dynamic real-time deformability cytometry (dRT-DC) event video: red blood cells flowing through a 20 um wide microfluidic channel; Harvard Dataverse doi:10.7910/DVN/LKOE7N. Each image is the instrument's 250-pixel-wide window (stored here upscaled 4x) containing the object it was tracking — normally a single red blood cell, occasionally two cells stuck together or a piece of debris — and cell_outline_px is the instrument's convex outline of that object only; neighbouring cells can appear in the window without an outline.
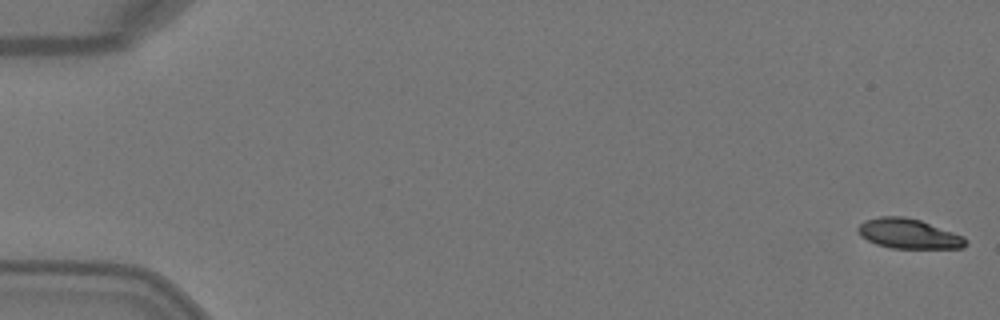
{"species": "Egyptian fruit bat (a non-hibernating species)", "species_latin": "Rousettus aegyptiacus", "temperature_condition": "warm", "stored_images_in_passage": 5, "camera_frame_rate_fps": 3000, "um_per_image_px": 0.085, "animal": {"sex": "female"}, "frame": {"image": 1, "passage_image": 1, "time_ms": 0.0, "image_size_px": [1000, 320], "cell_outline_px": [[968, 244], [964, 248], [892, 248], [876, 244], [860, 236], [856, 228], [864, 220], [880, 216], [904, 216], [920, 220], [964, 236], [968, 240]], "centroid_in_image_um": [77.24, 19.86], "position_along_channel_um": 7.8, "area_um2": 18.84}}
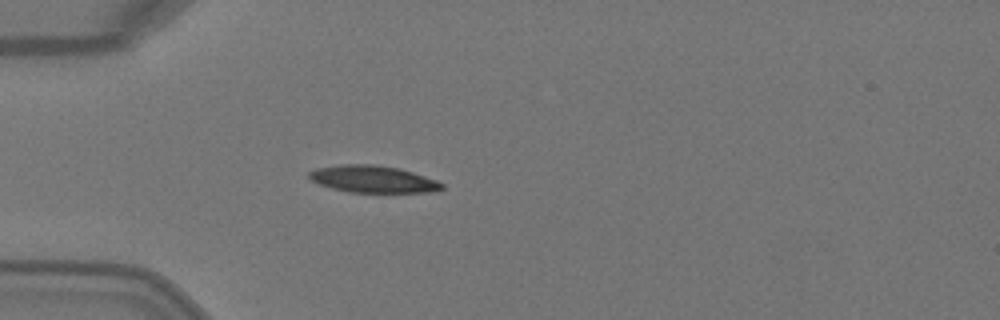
{"frame": {"image": 2, "passage_image": 5, "time_ms": 1.333, "image_size_px": [1000, 320], "cell_outline_px": [[444, 188], [428, 192], [348, 192], [332, 188], [320, 184], [312, 180], [308, 176], [308, 172], [316, 168], [340, 164], [372, 164], [400, 168], [436, 180], [444, 184]], "centroid_in_image_um": [31.68, 15.22], "position_along_channel_um": 53.3, "area_um2": 20.81}}